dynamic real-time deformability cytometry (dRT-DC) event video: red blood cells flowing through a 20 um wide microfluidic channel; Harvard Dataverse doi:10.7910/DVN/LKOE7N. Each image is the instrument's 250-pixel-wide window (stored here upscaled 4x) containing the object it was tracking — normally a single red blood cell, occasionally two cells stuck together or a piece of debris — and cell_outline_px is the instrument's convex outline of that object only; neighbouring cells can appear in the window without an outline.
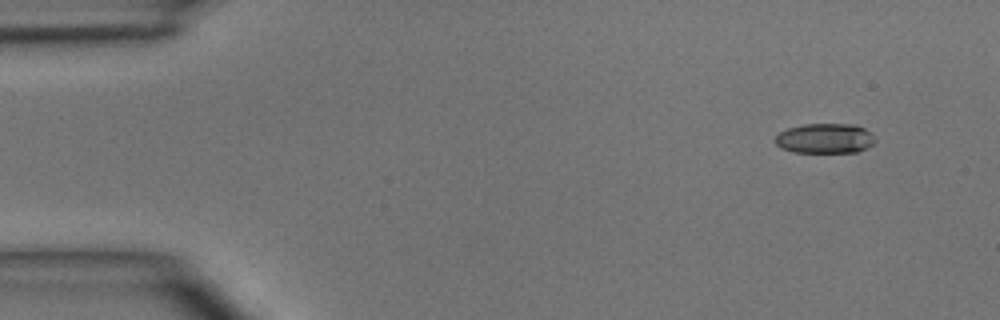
{"species": "common noctule bat (a hibernating species)", "species_latin": "Nyctalus noctula", "temperature_condition": "room temperature", "stored_images_in_passage": 3, "camera_frame_rate_fps": 3000, "um_per_image_px": 0.085, "animal": {"sex": "male", "body_mass_g": 15.6}, "frame": {"image": 1, "passage_image": 1, "time_ms": 0.0, "image_size_px": [1000, 320], "cell_outline_px": [[876, 140], [872, 144], [856, 152], [792, 152], [780, 148], [776, 144], [776, 136], [780, 132], [788, 128], [804, 124], [856, 124], [872, 132]], "centroid_in_image_um": [70.13, 11.76], "position_along_channel_um": 14.9, "area_um2": 17.46}}
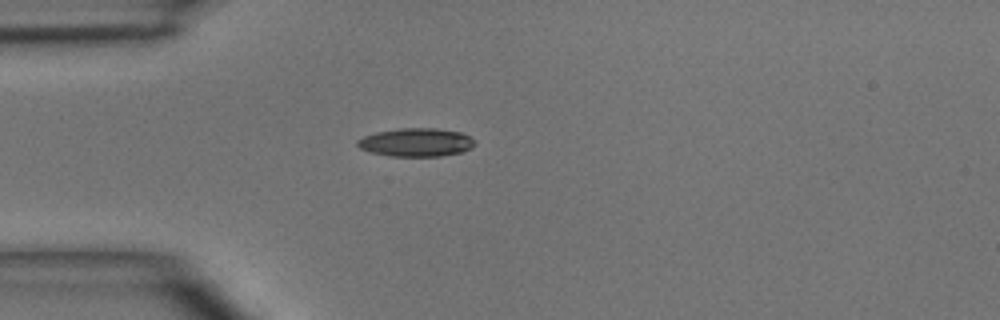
{"frame": {"image": 2, "passage_image": 3, "time_ms": 3.0, "image_size_px": [1000, 320], "cell_outline_px": [[476, 144], [472, 148], [460, 152], [440, 156], [392, 156], [372, 152], [360, 148], [356, 144], [356, 140], [364, 136], [376, 132], [400, 128], [436, 128], [460, 132], [476, 140]], "centroid_in_image_um": [35.39, 12.09], "position_along_channel_um": 49.6, "area_um2": 19.36}}